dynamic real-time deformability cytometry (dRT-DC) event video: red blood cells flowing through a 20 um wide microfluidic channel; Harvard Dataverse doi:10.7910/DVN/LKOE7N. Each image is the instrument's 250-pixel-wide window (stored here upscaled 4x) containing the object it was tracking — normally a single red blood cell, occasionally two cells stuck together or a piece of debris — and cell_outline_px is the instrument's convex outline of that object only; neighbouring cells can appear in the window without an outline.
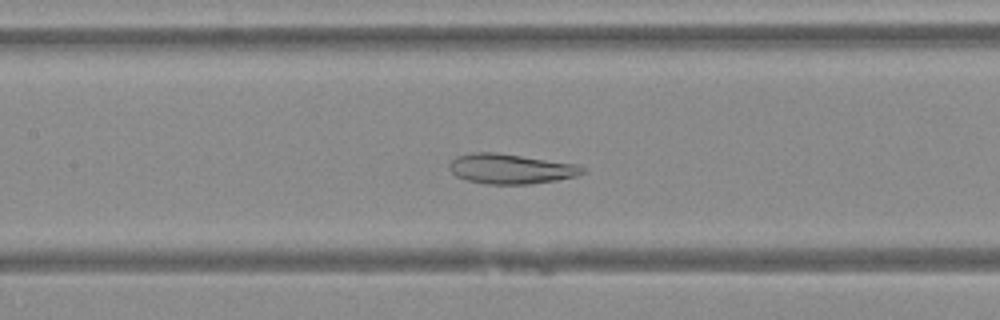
{"species": "Egyptian fruit bat (a non-hibernating species)", "species_latin": "Rousettus aegyptiacus", "temperature_condition": "warm", "stored_images_in_passage": 46, "camera_frame_rate_fps": 3000, "um_per_image_px": 0.085, "animal": {"sex": "female"}, "frame": {"image": 1, "passage_image": 20, "time_ms": 6.333, "image_size_px": [1000, 320], "cell_outline_px": [[584, 172], [576, 176], [556, 180], [528, 184], [484, 184], [468, 180], [456, 176], [448, 168], [448, 164], [456, 156], [472, 152], [496, 152], [576, 164], [584, 168]], "centroid_in_image_um": [43.36, 14.34], "position_along_channel_um": 164.0, "area_um2": 23.18}}
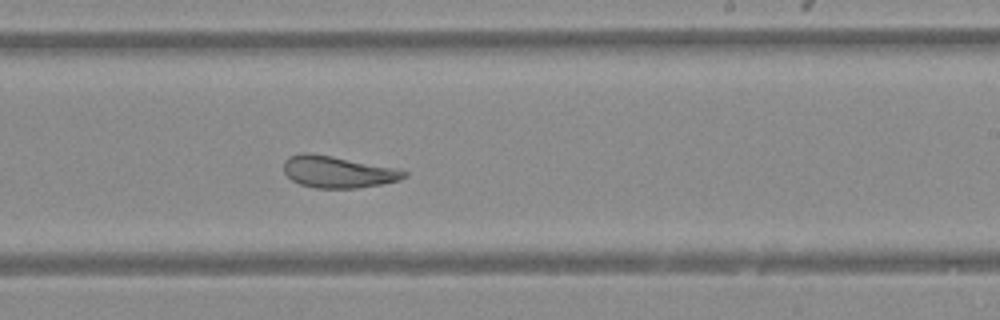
{"frame": {"image": 2, "passage_image": 27, "time_ms": 8.667, "image_size_px": [1000, 320], "cell_outline_px": [[408, 176], [400, 180], [380, 184], [356, 188], [316, 188], [300, 184], [292, 180], [284, 172], [284, 160], [288, 156], [300, 152], [308, 152], [332, 156], [396, 168], [408, 172]], "centroid_in_image_um": [28.7, 14.6], "position_along_channel_um": 260.3, "area_um2": 22.31}}
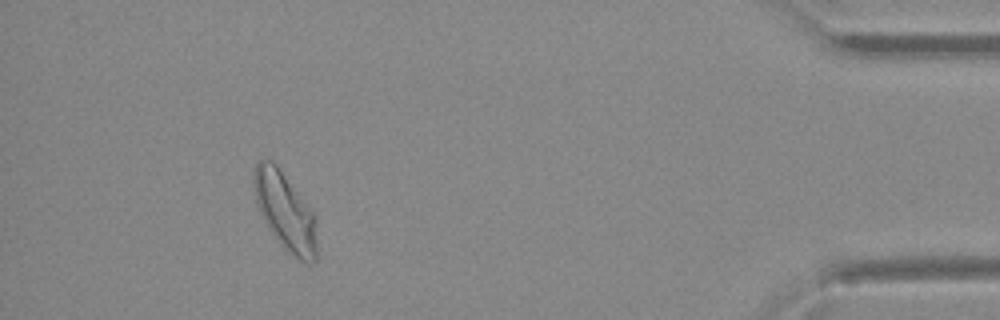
{"frame": {"image": 3, "passage_image": 42, "time_ms": 13.667, "image_size_px": [1000, 320], "cell_outline_px": [[316, 260], [312, 264], [304, 264], [296, 260], [280, 244], [264, 220], [260, 212], [256, 200], [252, 184], [252, 176], [256, 164], [260, 160], [272, 160], [276, 164], [316, 216]], "centroid_in_image_um": [24.24, 18.01], "position_along_channel_um": 411.0, "area_um2": 28.61}}